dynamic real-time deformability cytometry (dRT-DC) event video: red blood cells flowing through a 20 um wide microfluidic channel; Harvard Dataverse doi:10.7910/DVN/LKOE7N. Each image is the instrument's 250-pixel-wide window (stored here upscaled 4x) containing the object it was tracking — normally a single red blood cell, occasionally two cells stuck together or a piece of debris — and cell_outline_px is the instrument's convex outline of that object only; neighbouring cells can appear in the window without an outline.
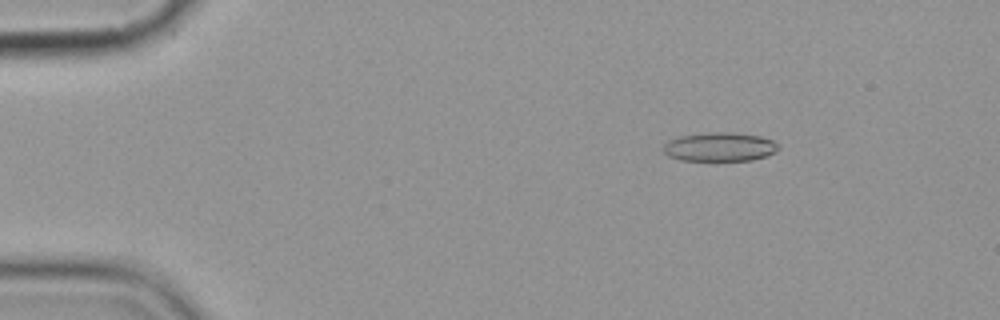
{"species": "common noctule bat (a hibernating species)", "species_latin": "Nyctalus noctula", "temperature_condition": "cold", "stored_images_in_passage": 6, "camera_frame_rate_fps": 3000, "um_per_image_px": 0.085, "animal": {"sex": "female", "body_mass_g": 19.9}, "frame": {"image": 1, "passage_image": 3, "time_ms": 2.0, "image_size_px": [1000, 320], "cell_outline_px": [[780, 148], [776, 152], [752, 160], [680, 160], [668, 156], [664, 152], [664, 144], [668, 140], [680, 136], [708, 132], [732, 132], [760, 136], [772, 140], [780, 144]], "centroid_in_image_um": [61.19, 12.47], "position_along_channel_um": 23.8, "area_um2": 19.42}}
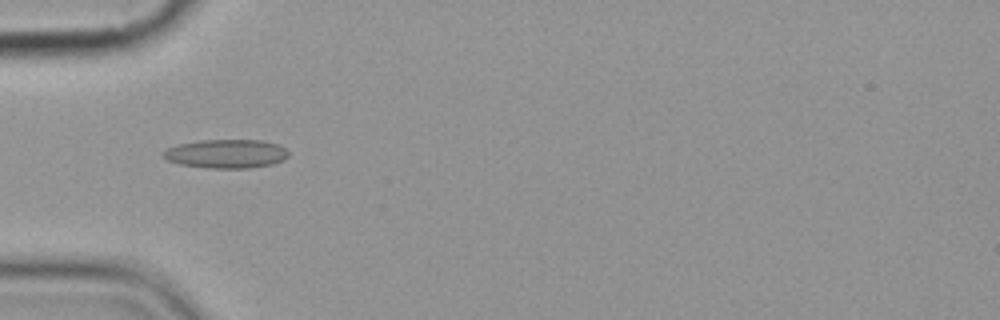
{"frame": {"image": 2, "passage_image": 5, "time_ms": 5.333, "image_size_px": [1000, 320], "cell_outline_px": [[288, 156], [284, 160], [272, 164], [248, 168], [208, 168], [180, 164], [168, 160], [160, 152], [176, 144], [200, 140], [264, 140], [280, 144], [288, 152]], "centroid_in_image_um": [19.24, 13.06], "position_along_channel_um": 65.8, "area_um2": 21.15}}
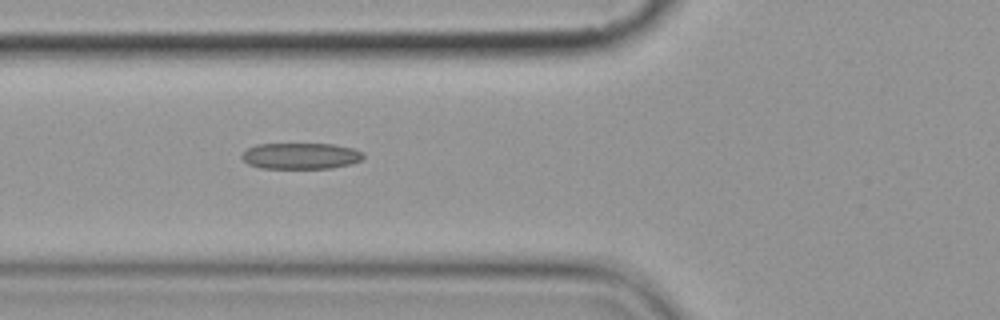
{"frame": {"image": 3, "passage_image": 6, "time_ms": 6.333, "image_size_px": [1000, 320], "cell_outline_px": [[364, 156], [360, 160], [352, 164], [332, 168], [260, 168], [248, 164], [240, 156], [248, 148], [256, 144], [332, 144], [352, 148], [364, 152]], "centroid_in_image_um": [25.57, 13.26], "position_along_channel_um": 100.2, "area_um2": 18.55}}